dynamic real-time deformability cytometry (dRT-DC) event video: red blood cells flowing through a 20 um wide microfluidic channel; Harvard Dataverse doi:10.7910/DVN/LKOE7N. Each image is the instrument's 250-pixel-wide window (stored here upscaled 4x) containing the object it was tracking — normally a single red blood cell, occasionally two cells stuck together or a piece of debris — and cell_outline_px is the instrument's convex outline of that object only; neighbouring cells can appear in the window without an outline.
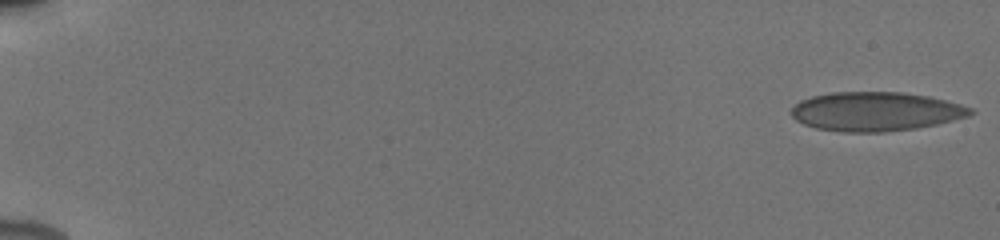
{"species": "human", "species_latin": "Homo sapiens", "temperature_condition": "cold", "stored_images_in_passage": 57, "camera_frame_rate_fps": 3000, "um_per_image_px": 0.085, "donor": {"sex": "male"}, "frame": {"image": 1, "passage_image": 1, "time_ms": 0.0, "image_size_px": [1000, 240], "cell_outline_px": [[976, 112], [968, 116], [936, 124], [916, 128], [884, 132], [840, 132], [816, 128], [804, 124], [796, 120], [792, 116], [792, 108], [800, 100], [812, 96], [832, 92], [904, 92], [928, 96], [960, 104], [972, 108]], "centroid_in_image_um": [74.43, 9.48], "position_along_channel_um": 10.6, "area_um2": 40.75}}
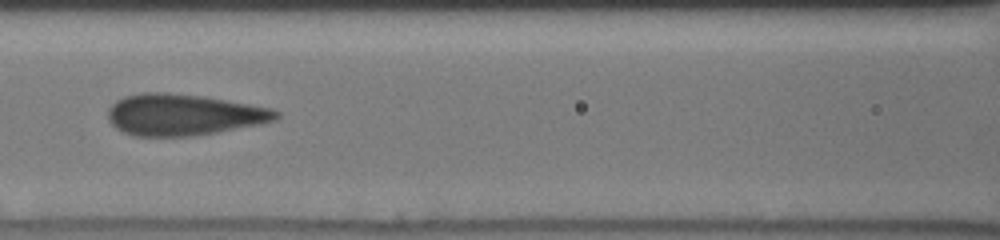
{"frame": {"image": 2, "passage_image": 37, "time_ms": 8.333, "image_size_px": [1000, 240], "cell_outline_px": [[280, 116], [276, 120], [260, 124], [216, 132], [192, 136], [132, 136], [120, 132], [108, 120], [108, 108], [116, 100], [124, 96], [144, 92], [168, 92], [204, 96], [272, 108], [280, 112]], "centroid_in_image_um": [15.57, 9.75], "position_along_channel_um": 151.0, "area_um2": 40.81}}
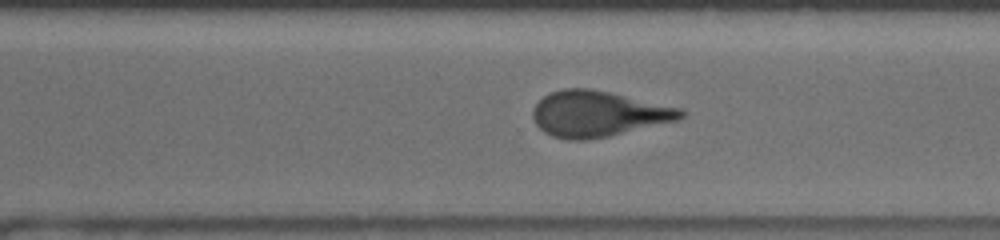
{"frame": {"image": 3, "passage_image": 56, "time_ms": 12.667, "image_size_px": [1000, 240], "cell_outline_px": [[684, 116], [680, 120], [608, 136], [588, 140], [568, 140], [552, 136], [544, 132], [536, 124], [532, 116], [532, 108], [544, 96], [552, 92], [564, 88], [592, 88], [680, 108], [684, 112]], "centroid_in_image_um": [50.82, 9.68], "position_along_channel_um": 319.8, "area_um2": 39.36}}